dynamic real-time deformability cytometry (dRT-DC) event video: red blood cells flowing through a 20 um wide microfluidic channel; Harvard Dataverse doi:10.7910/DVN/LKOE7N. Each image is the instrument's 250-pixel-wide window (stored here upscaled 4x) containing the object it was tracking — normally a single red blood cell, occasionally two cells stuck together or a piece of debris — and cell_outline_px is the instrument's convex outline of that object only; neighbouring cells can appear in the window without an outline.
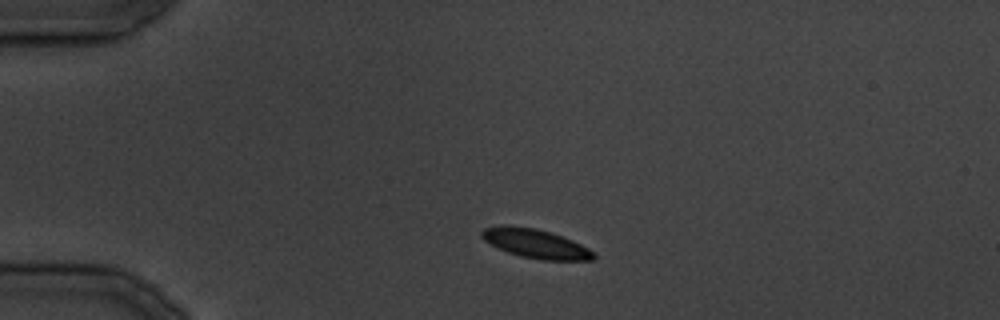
{"species": "common noctule bat (a hibernating species)", "species_latin": "Nyctalus noctula", "temperature_condition": "cold", "stored_images_in_passage": 19, "camera_frame_rate_fps": 3000, "um_per_image_px": 0.085, "animal": {"sex": "male", "body_mass_g": 19.5, "forearm_length_mm": 54.6}, "frame": {"image": 1, "passage_image": 3, "time_ms": 2.0, "image_size_px": [1000, 320], "cell_outline_px": [[596, 256], [592, 260], [544, 260], [520, 256], [508, 252], [484, 240], [480, 236], [480, 232], [484, 228], [504, 224], [508, 224], [536, 228], [572, 240], [588, 248]], "centroid_in_image_um": [45.48, 20.69], "position_along_channel_um": 39.5, "area_um2": 18.79}}
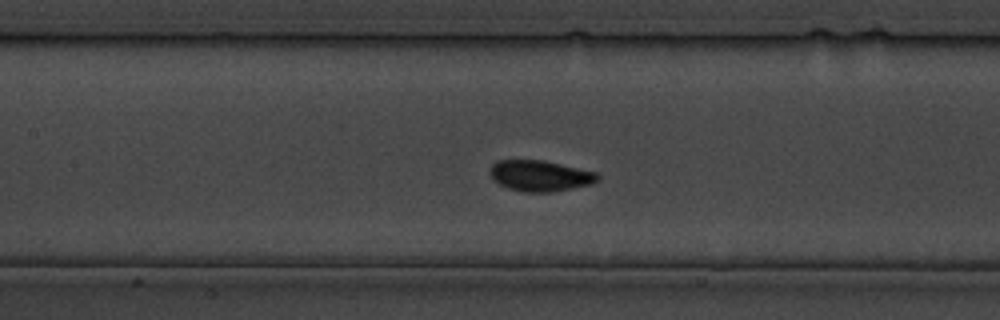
{"frame": {"image": 2, "passage_image": 11, "time_ms": 12.333, "image_size_px": [1000, 320], "cell_outline_px": [[600, 180], [592, 184], [572, 188], [548, 192], [528, 192], [508, 188], [492, 180], [488, 172], [492, 164], [496, 160], [544, 160], [596, 172], [600, 176]], "centroid_in_image_um": [45.89, 14.93], "position_along_channel_um": 161.5, "area_um2": 19.48}}
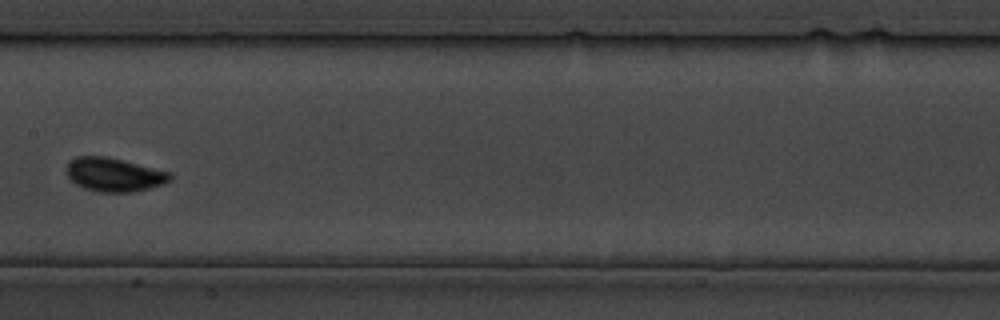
{"frame": {"image": 3, "passage_image": 13, "time_ms": 14.667, "image_size_px": [1000, 320], "cell_outline_px": [[172, 180], [164, 184], [132, 192], [100, 192], [84, 188], [76, 184], [68, 176], [68, 164], [76, 156], [108, 156], [124, 160], [168, 172], [172, 176]], "centroid_in_image_um": [9.71, 14.84], "position_along_channel_um": 197.7, "area_um2": 20.11}}